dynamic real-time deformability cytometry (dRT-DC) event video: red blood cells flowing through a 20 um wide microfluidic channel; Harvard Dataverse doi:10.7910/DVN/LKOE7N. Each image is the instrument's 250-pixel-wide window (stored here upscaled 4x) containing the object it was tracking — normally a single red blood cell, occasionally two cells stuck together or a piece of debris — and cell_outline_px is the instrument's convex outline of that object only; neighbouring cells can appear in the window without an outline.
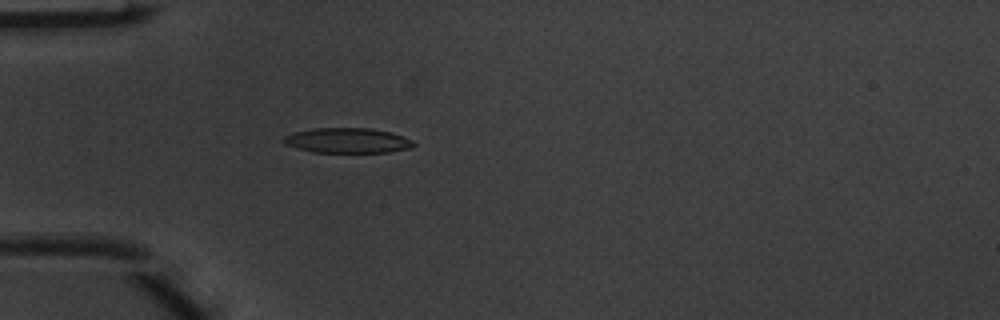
{"species": "common noctule bat (a hibernating species)", "species_latin": "Nyctalus noctula", "temperature_condition": "warm", "stored_images_in_passage": 4, "camera_frame_rate_fps": 3000, "um_per_image_px": 0.085, "animal": {"sex": "male", "body_mass_g": 20.1, "forearm_length_mm": 53.5}, "frame": {"image": 1, "passage_image": 4, "time_ms": 1.0, "image_size_px": [1000, 320], "cell_outline_px": [[416, 144], [412, 148], [388, 152], [312, 152], [284, 144], [284, 136], [292, 132], [312, 128], [372, 128], [392, 132], [404, 136], [412, 140]], "centroid_in_image_um": [29.56, 11.93], "position_along_channel_um": 55.4, "area_um2": 19.13}}